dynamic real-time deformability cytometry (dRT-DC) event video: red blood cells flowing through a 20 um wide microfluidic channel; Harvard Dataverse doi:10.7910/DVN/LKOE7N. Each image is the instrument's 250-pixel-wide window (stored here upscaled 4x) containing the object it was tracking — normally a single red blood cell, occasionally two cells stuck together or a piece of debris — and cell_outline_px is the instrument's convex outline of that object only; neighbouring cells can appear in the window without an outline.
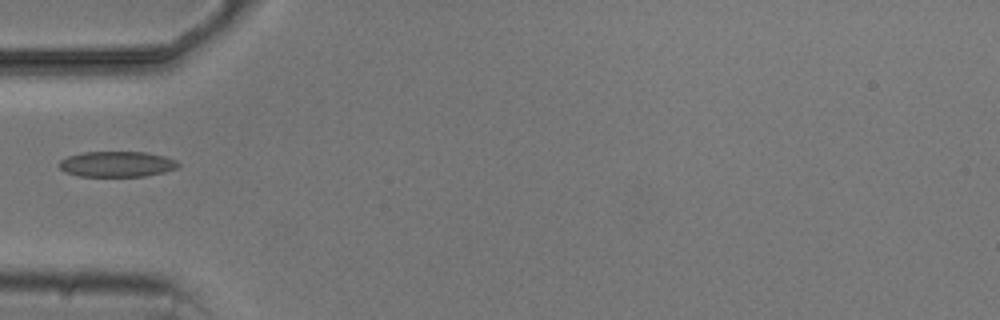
{"species": "common noctule bat (a hibernating species)", "species_latin": "Nyctalus noctula", "temperature_condition": "cold", "stored_images_in_passage": 1, "camera_frame_rate_fps": 3000, "um_per_image_px": 0.085, "animal": {"sex": "male", "body_mass_g": 20.5, "forearm_length_mm": 52.5}, "frame": {"image": 1, "passage_image": 1, "time_ms": 0.0, "image_size_px": [1000, 320], "cell_outline_px": [[180, 164], [176, 168], [164, 172], [144, 176], [80, 176], [64, 172], [60, 168], [60, 160], [68, 156], [84, 152], [144, 152], [164, 156], [176, 160]], "centroid_in_image_um": [9.93, 13.95], "position_along_channel_um": 75.1, "area_um2": 17.63}}